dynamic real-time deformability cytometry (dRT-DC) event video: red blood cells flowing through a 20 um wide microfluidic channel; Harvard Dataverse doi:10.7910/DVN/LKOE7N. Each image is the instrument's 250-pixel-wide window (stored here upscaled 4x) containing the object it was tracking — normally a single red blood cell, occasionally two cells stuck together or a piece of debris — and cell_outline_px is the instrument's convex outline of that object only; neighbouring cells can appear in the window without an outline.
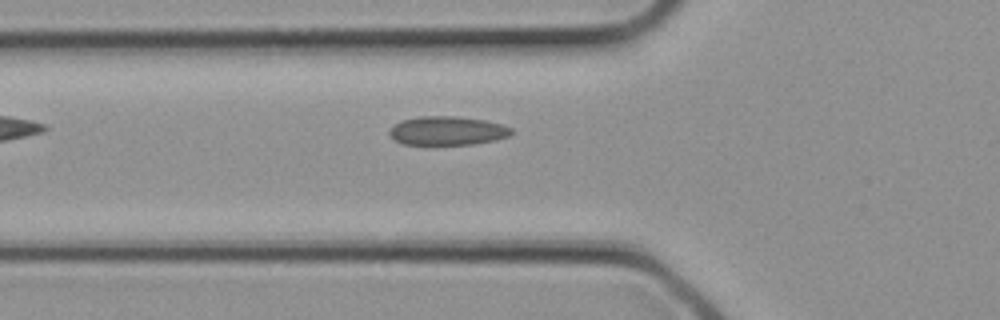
{"species": "common noctule bat (a hibernating species)", "species_latin": "Nyctalus noctula", "temperature_condition": "cold", "stored_images_in_passage": 6, "segment_of_instrument_passage": [1, 2], "camera_frame_rate_fps": 3000, "um_per_image_px": 0.085, "animal": {"sex": "female", "body_mass_g": 21.9}, "frame": {"image": 1, "passage_image": 5, "time_ms": 1.333, "image_size_px": [1000, 320], "cell_outline_px": [[512, 132], [508, 136], [496, 140], [472, 144], [404, 144], [396, 140], [388, 132], [396, 124], [404, 120], [420, 116], [456, 116], [484, 120], [500, 124], [512, 128]], "centroid_in_image_um": [38.06, 11.11], "position_along_channel_um": 87.7, "area_um2": 20.11}}